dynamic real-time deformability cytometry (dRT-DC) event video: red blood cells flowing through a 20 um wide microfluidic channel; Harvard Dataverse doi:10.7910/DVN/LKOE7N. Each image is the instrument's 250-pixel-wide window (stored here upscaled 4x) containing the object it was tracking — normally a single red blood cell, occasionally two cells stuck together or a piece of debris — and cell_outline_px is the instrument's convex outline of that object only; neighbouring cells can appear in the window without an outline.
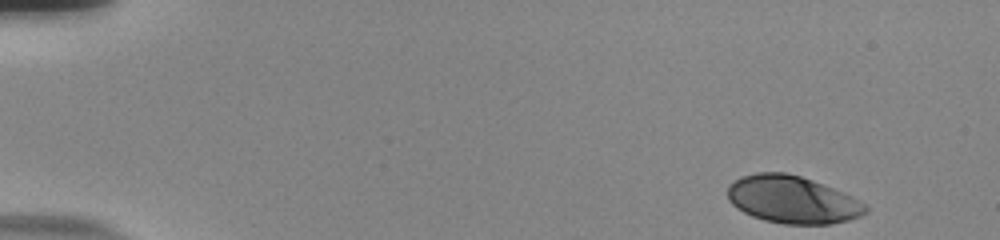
{"species": "human", "species_latin": "Homo sapiens", "temperature_condition": "room temperature", "stored_images_in_passage": 51, "camera_frame_rate_fps": 3000, "um_per_image_px": 0.085, "donor": {"sex": "male"}, "frame": {"image": 1, "passage_image": 1, "time_ms": 0.0, "image_size_px": [1000, 240], "cell_outline_px": [[868, 212], [860, 216], [848, 220], [832, 224], [784, 224], [764, 220], [752, 216], [736, 208], [728, 200], [728, 184], [740, 176], [756, 172], [784, 172], [800, 176], [812, 180], [852, 196], [864, 204], [868, 208]], "centroid_in_image_um": [67.32, 16.97], "position_along_channel_um": 17.7, "area_um2": 38.21}}
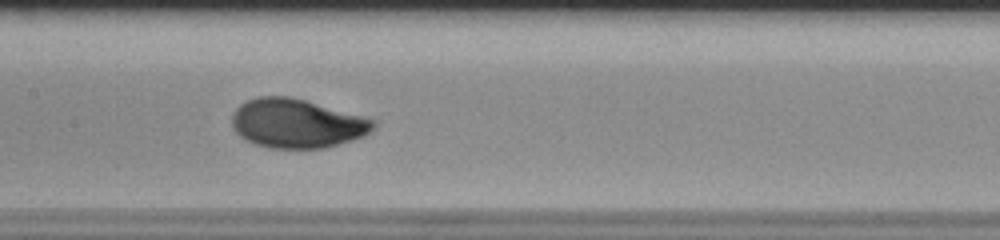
{"frame": {"image": 2, "passage_image": 25, "time_ms": 8.0, "image_size_px": [1000, 240], "cell_outline_px": [[376, 128], [364, 136], [352, 140], [324, 148], [268, 148], [244, 140], [232, 128], [232, 112], [240, 104], [256, 96], [288, 96], [304, 100], [376, 120]], "centroid_in_image_um": [25.21, 10.49], "position_along_channel_um": 182.2, "area_um2": 40.46}}
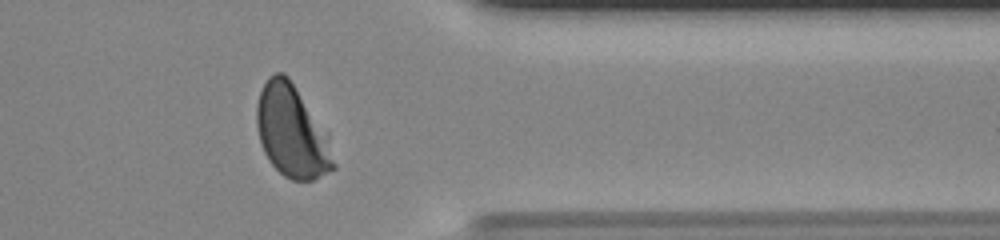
{"frame": {"image": 3, "passage_image": 42, "time_ms": 13.667, "image_size_px": [1000, 240], "cell_outline_px": [[336, 168], [312, 180], [292, 180], [284, 176], [268, 160], [260, 144], [256, 124], [256, 104], [260, 92], [268, 76], [276, 72], [284, 72], [288, 76], [336, 164]], "centroid_in_image_um": [24.65, 11.22], "position_along_channel_um": 386.8, "area_um2": 38.67}, "authors_computed_cell_mechanics": {"area_um2": 39.593, "velocity_mm_per_s": 3.745, "shape_relaxation_time_tau1_ms": 2.5579, "shape_relaxation_time_tau2_ms": null, "deformation_change_tau1": 0.1511, "deformation_change_tau2": null}}